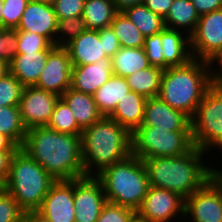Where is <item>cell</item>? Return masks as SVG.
I'll use <instances>...</instances> for the list:
<instances>
[{"instance_id":"603a6c76","label":"cell","mask_w":222,"mask_h":222,"mask_svg":"<svg viewBox=\"0 0 222 222\" xmlns=\"http://www.w3.org/2000/svg\"><path fill=\"white\" fill-rule=\"evenodd\" d=\"M60 97L72 110L77 124L82 130L90 127L103 117L94 101L93 95L76 91L70 87Z\"/></svg>"},{"instance_id":"83f0119b","label":"cell","mask_w":222,"mask_h":222,"mask_svg":"<svg viewBox=\"0 0 222 222\" xmlns=\"http://www.w3.org/2000/svg\"><path fill=\"white\" fill-rule=\"evenodd\" d=\"M163 69L149 66L125 77L130 90L147 98L158 97Z\"/></svg>"},{"instance_id":"681fc988","label":"cell","mask_w":222,"mask_h":222,"mask_svg":"<svg viewBox=\"0 0 222 222\" xmlns=\"http://www.w3.org/2000/svg\"><path fill=\"white\" fill-rule=\"evenodd\" d=\"M117 11H124L126 8L134 5L143 4L144 0H112Z\"/></svg>"},{"instance_id":"e575fe53","label":"cell","mask_w":222,"mask_h":222,"mask_svg":"<svg viewBox=\"0 0 222 222\" xmlns=\"http://www.w3.org/2000/svg\"><path fill=\"white\" fill-rule=\"evenodd\" d=\"M17 54L46 51L52 43L44 36L33 32L17 30Z\"/></svg>"},{"instance_id":"484cf974","label":"cell","mask_w":222,"mask_h":222,"mask_svg":"<svg viewBox=\"0 0 222 222\" xmlns=\"http://www.w3.org/2000/svg\"><path fill=\"white\" fill-rule=\"evenodd\" d=\"M111 66L114 75L125 78L134 72L151 66V64L143 47H121L111 58Z\"/></svg>"},{"instance_id":"bcb514c9","label":"cell","mask_w":222,"mask_h":222,"mask_svg":"<svg viewBox=\"0 0 222 222\" xmlns=\"http://www.w3.org/2000/svg\"><path fill=\"white\" fill-rule=\"evenodd\" d=\"M15 152L16 151H0V187L6 182L11 159Z\"/></svg>"},{"instance_id":"8992f818","label":"cell","mask_w":222,"mask_h":222,"mask_svg":"<svg viewBox=\"0 0 222 222\" xmlns=\"http://www.w3.org/2000/svg\"><path fill=\"white\" fill-rule=\"evenodd\" d=\"M55 181L39 163L18 148L2 188L14 197L24 212L37 211Z\"/></svg>"},{"instance_id":"9a60e30c","label":"cell","mask_w":222,"mask_h":222,"mask_svg":"<svg viewBox=\"0 0 222 222\" xmlns=\"http://www.w3.org/2000/svg\"><path fill=\"white\" fill-rule=\"evenodd\" d=\"M37 212L50 222H75L74 180H56Z\"/></svg>"},{"instance_id":"f6af8a7d","label":"cell","mask_w":222,"mask_h":222,"mask_svg":"<svg viewBox=\"0 0 222 222\" xmlns=\"http://www.w3.org/2000/svg\"><path fill=\"white\" fill-rule=\"evenodd\" d=\"M174 0H144L143 4L154 13L166 17Z\"/></svg>"},{"instance_id":"6da1fadb","label":"cell","mask_w":222,"mask_h":222,"mask_svg":"<svg viewBox=\"0 0 222 222\" xmlns=\"http://www.w3.org/2000/svg\"><path fill=\"white\" fill-rule=\"evenodd\" d=\"M55 180L85 177L81 135L60 133L47 126L27 130L21 147Z\"/></svg>"},{"instance_id":"d6a6232c","label":"cell","mask_w":222,"mask_h":222,"mask_svg":"<svg viewBox=\"0 0 222 222\" xmlns=\"http://www.w3.org/2000/svg\"><path fill=\"white\" fill-rule=\"evenodd\" d=\"M86 30L85 21L82 16L69 17L57 20L55 46L65 47L73 39Z\"/></svg>"},{"instance_id":"4fadbf2b","label":"cell","mask_w":222,"mask_h":222,"mask_svg":"<svg viewBox=\"0 0 222 222\" xmlns=\"http://www.w3.org/2000/svg\"><path fill=\"white\" fill-rule=\"evenodd\" d=\"M187 216L192 222H222V193L211 179L185 199Z\"/></svg>"},{"instance_id":"60d3db41","label":"cell","mask_w":222,"mask_h":222,"mask_svg":"<svg viewBox=\"0 0 222 222\" xmlns=\"http://www.w3.org/2000/svg\"><path fill=\"white\" fill-rule=\"evenodd\" d=\"M85 0H56L52 6L57 20L82 16Z\"/></svg>"},{"instance_id":"8d00e7d4","label":"cell","mask_w":222,"mask_h":222,"mask_svg":"<svg viewBox=\"0 0 222 222\" xmlns=\"http://www.w3.org/2000/svg\"><path fill=\"white\" fill-rule=\"evenodd\" d=\"M30 0H3V28L16 29Z\"/></svg>"},{"instance_id":"52a82bcc","label":"cell","mask_w":222,"mask_h":222,"mask_svg":"<svg viewBox=\"0 0 222 222\" xmlns=\"http://www.w3.org/2000/svg\"><path fill=\"white\" fill-rule=\"evenodd\" d=\"M131 138L132 154L142 160L180 156L194 147L191 131H169L158 126H139Z\"/></svg>"},{"instance_id":"f1b7e54d","label":"cell","mask_w":222,"mask_h":222,"mask_svg":"<svg viewBox=\"0 0 222 222\" xmlns=\"http://www.w3.org/2000/svg\"><path fill=\"white\" fill-rule=\"evenodd\" d=\"M123 12L145 37L159 33L166 27L164 18L148 9L144 4L130 6Z\"/></svg>"},{"instance_id":"7402d4cb","label":"cell","mask_w":222,"mask_h":222,"mask_svg":"<svg viewBox=\"0 0 222 222\" xmlns=\"http://www.w3.org/2000/svg\"><path fill=\"white\" fill-rule=\"evenodd\" d=\"M146 101L144 96L131 90L118 101L114 111L108 117L132 134L143 122Z\"/></svg>"},{"instance_id":"ffe728a7","label":"cell","mask_w":222,"mask_h":222,"mask_svg":"<svg viewBox=\"0 0 222 222\" xmlns=\"http://www.w3.org/2000/svg\"><path fill=\"white\" fill-rule=\"evenodd\" d=\"M51 45L46 51L17 54L9 60L10 73L25 86H34L42 73L48 54L55 48Z\"/></svg>"},{"instance_id":"9f6ffc18","label":"cell","mask_w":222,"mask_h":222,"mask_svg":"<svg viewBox=\"0 0 222 222\" xmlns=\"http://www.w3.org/2000/svg\"><path fill=\"white\" fill-rule=\"evenodd\" d=\"M218 86L222 89V81L218 84Z\"/></svg>"},{"instance_id":"30bf717a","label":"cell","mask_w":222,"mask_h":222,"mask_svg":"<svg viewBox=\"0 0 222 222\" xmlns=\"http://www.w3.org/2000/svg\"><path fill=\"white\" fill-rule=\"evenodd\" d=\"M60 96L36 86H25L19 102L21 120L28 130L47 126Z\"/></svg>"},{"instance_id":"e0dca14e","label":"cell","mask_w":222,"mask_h":222,"mask_svg":"<svg viewBox=\"0 0 222 222\" xmlns=\"http://www.w3.org/2000/svg\"><path fill=\"white\" fill-rule=\"evenodd\" d=\"M140 126H158L169 131H191V119L171 108L159 97L147 98L144 119Z\"/></svg>"},{"instance_id":"836d02e7","label":"cell","mask_w":222,"mask_h":222,"mask_svg":"<svg viewBox=\"0 0 222 222\" xmlns=\"http://www.w3.org/2000/svg\"><path fill=\"white\" fill-rule=\"evenodd\" d=\"M24 86L11 73L0 79V107L19 106Z\"/></svg>"},{"instance_id":"4dcf8cb0","label":"cell","mask_w":222,"mask_h":222,"mask_svg":"<svg viewBox=\"0 0 222 222\" xmlns=\"http://www.w3.org/2000/svg\"><path fill=\"white\" fill-rule=\"evenodd\" d=\"M0 133L9 137L19 148L22 147L27 129L22 123L19 106L0 107Z\"/></svg>"},{"instance_id":"d6986e66","label":"cell","mask_w":222,"mask_h":222,"mask_svg":"<svg viewBox=\"0 0 222 222\" xmlns=\"http://www.w3.org/2000/svg\"><path fill=\"white\" fill-rule=\"evenodd\" d=\"M68 50L72 66H82L98 62L107 57L104 52L103 41H100L99 30L86 29L82 34L68 43Z\"/></svg>"},{"instance_id":"c3c4849f","label":"cell","mask_w":222,"mask_h":222,"mask_svg":"<svg viewBox=\"0 0 222 222\" xmlns=\"http://www.w3.org/2000/svg\"><path fill=\"white\" fill-rule=\"evenodd\" d=\"M22 222H50L37 211L24 212Z\"/></svg>"},{"instance_id":"7bdbcfd3","label":"cell","mask_w":222,"mask_h":222,"mask_svg":"<svg viewBox=\"0 0 222 222\" xmlns=\"http://www.w3.org/2000/svg\"><path fill=\"white\" fill-rule=\"evenodd\" d=\"M207 62H208V66H209L210 79L212 81V84L218 85L222 81V47L216 53H214V55L212 57H210L207 60ZM213 63L219 64L217 66L218 70L217 69L215 70L214 66H212V65H214ZM220 69H221V71H220Z\"/></svg>"},{"instance_id":"1f68e13d","label":"cell","mask_w":222,"mask_h":222,"mask_svg":"<svg viewBox=\"0 0 222 222\" xmlns=\"http://www.w3.org/2000/svg\"><path fill=\"white\" fill-rule=\"evenodd\" d=\"M47 127L60 133L81 135L82 129L78 126L75 116L67 103L60 97Z\"/></svg>"},{"instance_id":"8fae6325","label":"cell","mask_w":222,"mask_h":222,"mask_svg":"<svg viewBox=\"0 0 222 222\" xmlns=\"http://www.w3.org/2000/svg\"><path fill=\"white\" fill-rule=\"evenodd\" d=\"M106 202L103 184L96 176L74 179L75 222H96Z\"/></svg>"},{"instance_id":"ab89813d","label":"cell","mask_w":222,"mask_h":222,"mask_svg":"<svg viewBox=\"0 0 222 222\" xmlns=\"http://www.w3.org/2000/svg\"><path fill=\"white\" fill-rule=\"evenodd\" d=\"M16 29L0 28V60H10L17 55Z\"/></svg>"},{"instance_id":"b9f144b4","label":"cell","mask_w":222,"mask_h":222,"mask_svg":"<svg viewBox=\"0 0 222 222\" xmlns=\"http://www.w3.org/2000/svg\"><path fill=\"white\" fill-rule=\"evenodd\" d=\"M99 38L100 41H103L104 52L107 57L112 58L121 48L118 38L110 26L99 30Z\"/></svg>"},{"instance_id":"f907efd6","label":"cell","mask_w":222,"mask_h":222,"mask_svg":"<svg viewBox=\"0 0 222 222\" xmlns=\"http://www.w3.org/2000/svg\"><path fill=\"white\" fill-rule=\"evenodd\" d=\"M215 169H212L211 180L220 188L222 193V169Z\"/></svg>"},{"instance_id":"3957f363","label":"cell","mask_w":222,"mask_h":222,"mask_svg":"<svg viewBox=\"0 0 222 222\" xmlns=\"http://www.w3.org/2000/svg\"><path fill=\"white\" fill-rule=\"evenodd\" d=\"M81 146L85 176H97L109 165L132 154L131 133L115 120L103 116L82 131Z\"/></svg>"},{"instance_id":"ac0fdd59","label":"cell","mask_w":222,"mask_h":222,"mask_svg":"<svg viewBox=\"0 0 222 222\" xmlns=\"http://www.w3.org/2000/svg\"><path fill=\"white\" fill-rule=\"evenodd\" d=\"M113 75L111 58L104 57L98 62L72 66L71 88L76 91L94 95L96 90Z\"/></svg>"},{"instance_id":"d4e9b609","label":"cell","mask_w":222,"mask_h":222,"mask_svg":"<svg viewBox=\"0 0 222 222\" xmlns=\"http://www.w3.org/2000/svg\"><path fill=\"white\" fill-rule=\"evenodd\" d=\"M199 19L200 15L191 0H174L164 22L166 28L179 29L190 36L195 31Z\"/></svg>"},{"instance_id":"277c9868","label":"cell","mask_w":222,"mask_h":222,"mask_svg":"<svg viewBox=\"0 0 222 222\" xmlns=\"http://www.w3.org/2000/svg\"><path fill=\"white\" fill-rule=\"evenodd\" d=\"M212 85L208 62L193 58L182 66L163 71L158 97L191 119Z\"/></svg>"},{"instance_id":"d590c367","label":"cell","mask_w":222,"mask_h":222,"mask_svg":"<svg viewBox=\"0 0 222 222\" xmlns=\"http://www.w3.org/2000/svg\"><path fill=\"white\" fill-rule=\"evenodd\" d=\"M24 211L14 197L0 187V222H22Z\"/></svg>"},{"instance_id":"2e32d148","label":"cell","mask_w":222,"mask_h":222,"mask_svg":"<svg viewBox=\"0 0 222 222\" xmlns=\"http://www.w3.org/2000/svg\"><path fill=\"white\" fill-rule=\"evenodd\" d=\"M16 30L42 35L55 45L57 18L53 6L39 0H30Z\"/></svg>"},{"instance_id":"f35d334b","label":"cell","mask_w":222,"mask_h":222,"mask_svg":"<svg viewBox=\"0 0 222 222\" xmlns=\"http://www.w3.org/2000/svg\"><path fill=\"white\" fill-rule=\"evenodd\" d=\"M143 49L151 66L164 70L161 32L145 37Z\"/></svg>"},{"instance_id":"5b68a950","label":"cell","mask_w":222,"mask_h":222,"mask_svg":"<svg viewBox=\"0 0 222 222\" xmlns=\"http://www.w3.org/2000/svg\"><path fill=\"white\" fill-rule=\"evenodd\" d=\"M103 184L108 202L137 212L149 188L142 159L131 154L128 158L109 165L96 176Z\"/></svg>"},{"instance_id":"f546056e","label":"cell","mask_w":222,"mask_h":222,"mask_svg":"<svg viewBox=\"0 0 222 222\" xmlns=\"http://www.w3.org/2000/svg\"><path fill=\"white\" fill-rule=\"evenodd\" d=\"M121 47L142 48L145 36L123 11H118L110 24Z\"/></svg>"},{"instance_id":"816d5d0a","label":"cell","mask_w":222,"mask_h":222,"mask_svg":"<svg viewBox=\"0 0 222 222\" xmlns=\"http://www.w3.org/2000/svg\"><path fill=\"white\" fill-rule=\"evenodd\" d=\"M10 73L9 60H0V79Z\"/></svg>"},{"instance_id":"ee69618b","label":"cell","mask_w":222,"mask_h":222,"mask_svg":"<svg viewBox=\"0 0 222 222\" xmlns=\"http://www.w3.org/2000/svg\"><path fill=\"white\" fill-rule=\"evenodd\" d=\"M197 13L201 16L222 9V0H191Z\"/></svg>"},{"instance_id":"7c38bea8","label":"cell","mask_w":222,"mask_h":222,"mask_svg":"<svg viewBox=\"0 0 222 222\" xmlns=\"http://www.w3.org/2000/svg\"><path fill=\"white\" fill-rule=\"evenodd\" d=\"M190 47L193 58L206 61L222 47V9L200 16Z\"/></svg>"},{"instance_id":"cb8c5ba5","label":"cell","mask_w":222,"mask_h":222,"mask_svg":"<svg viewBox=\"0 0 222 222\" xmlns=\"http://www.w3.org/2000/svg\"><path fill=\"white\" fill-rule=\"evenodd\" d=\"M129 91L131 90L126 79L113 74L106 83L96 90L93 97L100 113L103 116H109L118 101L122 100Z\"/></svg>"},{"instance_id":"7a4b0ae2","label":"cell","mask_w":222,"mask_h":222,"mask_svg":"<svg viewBox=\"0 0 222 222\" xmlns=\"http://www.w3.org/2000/svg\"><path fill=\"white\" fill-rule=\"evenodd\" d=\"M206 153L194 146L180 156L142 160L149 186L170 190L187 199L211 179L213 166H206L202 159Z\"/></svg>"},{"instance_id":"74e56055","label":"cell","mask_w":222,"mask_h":222,"mask_svg":"<svg viewBox=\"0 0 222 222\" xmlns=\"http://www.w3.org/2000/svg\"><path fill=\"white\" fill-rule=\"evenodd\" d=\"M135 215L134 210L107 201L96 222H130Z\"/></svg>"},{"instance_id":"11a10c76","label":"cell","mask_w":222,"mask_h":222,"mask_svg":"<svg viewBox=\"0 0 222 222\" xmlns=\"http://www.w3.org/2000/svg\"><path fill=\"white\" fill-rule=\"evenodd\" d=\"M39 1L52 5L56 0H39Z\"/></svg>"},{"instance_id":"db71d44e","label":"cell","mask_w":222,"mask_h":222,"mask_svg":"<svg viewBox=\"0 0 222 222\" xmlns=\"http://www.w3.org/2000/svg\"><path fill=\"white\" fill-rule=\"evenodd\" d=\"M130 222H147L143 219H141L137 214L131 219Z\"/></svg>"},{"instance_id":"4316f807","label":"cell","mask_w":222,"mask_h":222,"mask_svg":"<svg viewBox=\"0 0 222 222\" xmlns=\"http://www.w3.org/2000/svg\"><path fill=\"white\" fill-rule=\"evenodd\" d=\"M117 12L112 0H85L82 18L86 29L98 31L109 27Z\"/></svg>"},{"instance_id":"7dc6e473","label":"cell","mask_w":222,"mask_h":222,"mask_svg":"<svg viewBox=\"0 0 222 222\" xmlns=\"http://www.w3.org/2000/svg\"><path fill=\"white\" fill-rule=\"evenodd\" d=\"M18 148L9 137L0 133V151H16Z\"/></svg>"},{"instance_id":"ba28073f","label":"cell","mask_w":222,"mask_h":222,"mask_svg":"<svg viewBox=\"0 0 222 222\" xmlns=\"http://www.w3.org/2000/svg\"><path fill=\"white\" fill-rule=\"evenodd\" d=\"M194 146L202 151L222 150V89L212 85L191 118Z\"/></svg>"},{"instance_id":"5bb4252c","label":"cell","mask_w":222,"mask_h":222,"mask_svg":"<svg viewBox=\"0 0 222 222\" xmlns=\"http://www.w3.org/2000/svg\"><path fill=\"white\" fill-rule=\"evenodd\" d=\"M71 77L72 64L68 50L55 47L48 54L44 69L34 86L61 96L71 87Z\"/></svg>"},{"instance_id":"f5cc1de1","label":"cell","mask_w":222,"mask_h":222,"mask_svg":"<svg viewBox=\"0 0 222 222\" xmlns=\"http://www.w3.org/2000/svg\"><path fill=\"white\" fill-rule=\"evenodd\" d=\"M2 9H3V0H0V28H3Z\"/></svg>"},{"instance_id":"9c48e42d","label":"cell","mask_w":222,"mask_h":222,"mask_svg":"<svg viewBox=\"0 0 222 222\" xmlns=\"http://www.w3.org/2000/svg\"><path fill=\"white\" fill-rule=\"evenodd\" d=\"M184 207L185 199L177 193L149 186L136 214L147 222H172L177 214L184 216Z\"/></svg>"},{"instance_id":"44dd1931","label":"cell","mask_w":222,"mask_h":222,"mask_svg":"<svg viewBox=\"0 0 222 222\" xmlns=\"http://www.w3.org/2000/svg\"><path fill=\"white\" fill-rule=\"evenodd\" d=\"M161 40L164 70L169 67L182 66L193 59L190 50V36L188 34H184L180 30L165 27L161 31Z\"/></svg>"}]
</instances>
